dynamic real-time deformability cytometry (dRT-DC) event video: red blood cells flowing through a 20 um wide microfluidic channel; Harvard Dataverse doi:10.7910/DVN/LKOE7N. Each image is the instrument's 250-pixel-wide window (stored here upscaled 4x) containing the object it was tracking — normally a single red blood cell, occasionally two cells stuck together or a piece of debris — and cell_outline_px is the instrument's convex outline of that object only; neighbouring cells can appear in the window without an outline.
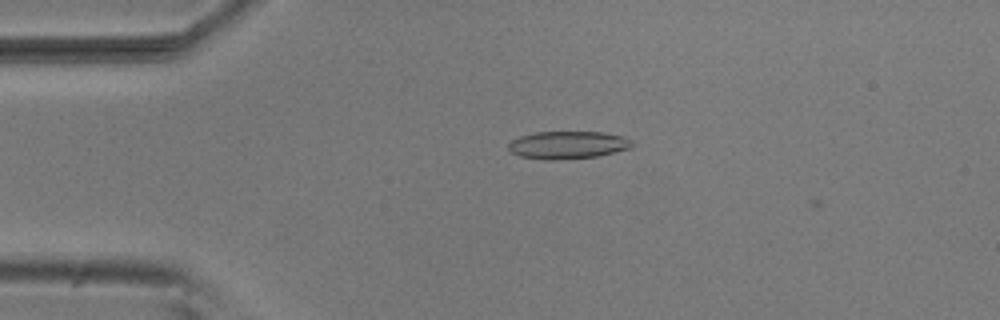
{"species": "common noctule bat (a hibernating species)", "species_latin": "Nyctalus noctula", "temperature_condition": "room temperature", "stored_images_in_passage": 4, "camera_frame_rate_fps": 3000, "um_per_image_px": 0.085, "animal": {"sex": "male", "body_mass_g": 20.5, "forearm_length_mm": 52.5}, "frame": {"image": 1, "passage_image": 3, "time_ms": 0.667, "image_size_px": [1000, 320], "cell_outline_px": [[632, 148], [596, 156], [556, 160], [544, 160], [520, 156], [512, 152], [508, 148], [508, 144], [512, 140], [520, 136], [536, 132], [604, 132], [624, 136], [632, 140]], "centroid_in_image_um": [48.27, 12.32], "position_along_channel_um": 36.7, "area_um2": 19.94}}